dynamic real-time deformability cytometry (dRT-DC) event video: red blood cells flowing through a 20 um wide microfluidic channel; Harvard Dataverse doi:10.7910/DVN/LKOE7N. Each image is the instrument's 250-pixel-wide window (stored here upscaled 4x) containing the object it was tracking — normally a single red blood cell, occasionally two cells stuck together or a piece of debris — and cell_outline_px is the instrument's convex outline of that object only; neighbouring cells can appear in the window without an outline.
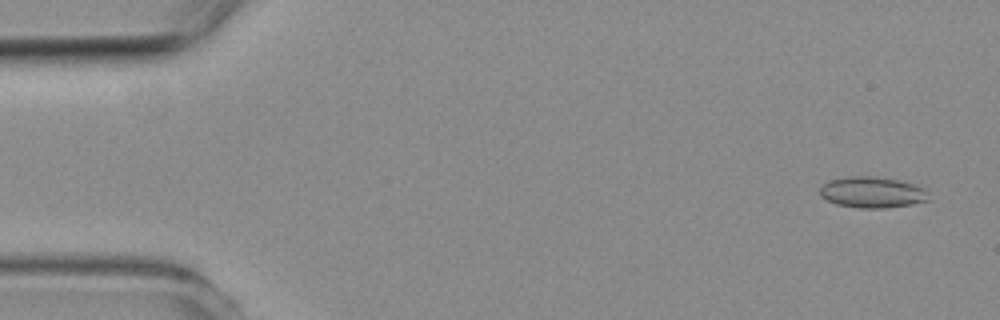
{"species": "common noctule bat (a hibernating species)", "species_latin": "Nyctalus noctula", "temperature_condition": "room temperature", "stored_images_in_passage": 6, "camera_frame_rate_fps": 3000, "um_per_image_px": 0.085, "animal": {"sex": "female", "body_mass_g": 19.3, "forearm_length_mm": 54.1}, "frame": {"image": 1, "passage_image": 1, "time_ms": 0.0, "image_size_px": [1000, 320], "cell_outline_px": [[928, 200], [912, 204], [884, 208], [860, 208], [836, 204], [820, 196], [820, 188], [828, 180], [848, 176], [868, 176], [900, 180], [916, 184], [924, 188]], "centroid_in_image_um": [74.11, 16.34], "position_along_channel_um": 10.9, "area_um2": 19.59}}
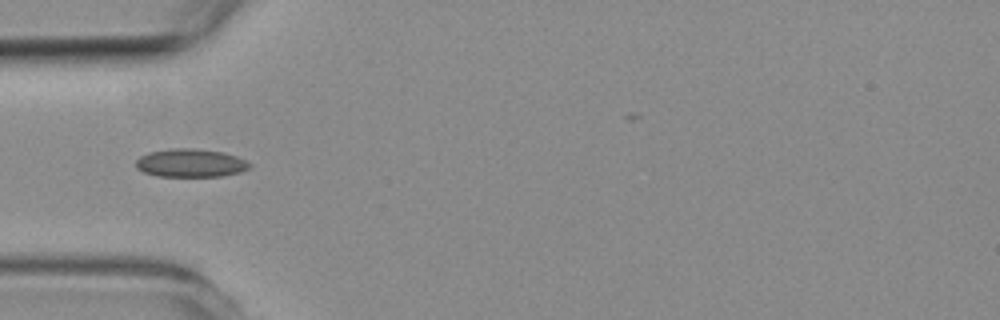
{"frame": {"image": 2, "passage_image": 5, "time_ms": 4.667, "image_size_px": [1000, 320], "cell_outline_px": [[252, 164], [248, 168], [240, 172], [224, 176], [156, 176], [144, 172], [136, 168], [136, 160], [140, 156], [148, 152], [172, 148], [192, 148], [224, 152], [236, 156]], "centroid_in_image_um": [16.18, 13.85], "position_along_channel_um": 68.8, "area_um2": 18.73}}